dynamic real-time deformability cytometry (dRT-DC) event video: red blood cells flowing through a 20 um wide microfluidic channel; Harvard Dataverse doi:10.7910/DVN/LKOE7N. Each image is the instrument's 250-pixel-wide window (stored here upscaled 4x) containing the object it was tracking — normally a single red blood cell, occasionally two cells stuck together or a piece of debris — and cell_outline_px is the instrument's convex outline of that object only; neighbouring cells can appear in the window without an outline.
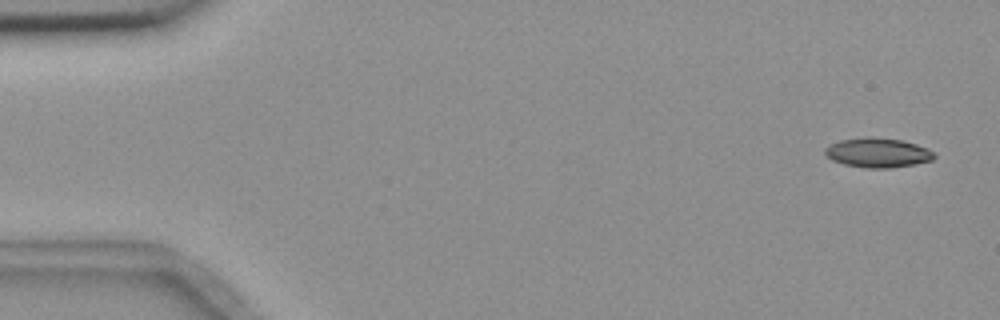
{"species": "common noctule bat (a hibernating species)", "species_latin": "Nyctalus noctula", "temperature_condition": "room temperature", "stored_images_in_passage": 5, "camera_frame_rate_fps": 3000, "um_per_image_px": 0.085, "animal": {"sex": "female", "body_mass_g": 18.4}, "frame": {"image": 1, "passage_image": 1, "time_ms": 0.0, "image_size_px": [1000, 320], "cell_outline_px": [[936, 156], [932, 160], [916, 164], [888, 168], [868, 168], [844, 164], [832, 160], [824, 152], [824, 148], [828, 144], [840, 140], [868, 136], [872, 136], [904, 140], [928, 148], [936, 152]], "centroid_in_image_um": [74.63, 12.96], "position_along_channel_um": 10.4, "area_um2": 19.07}}
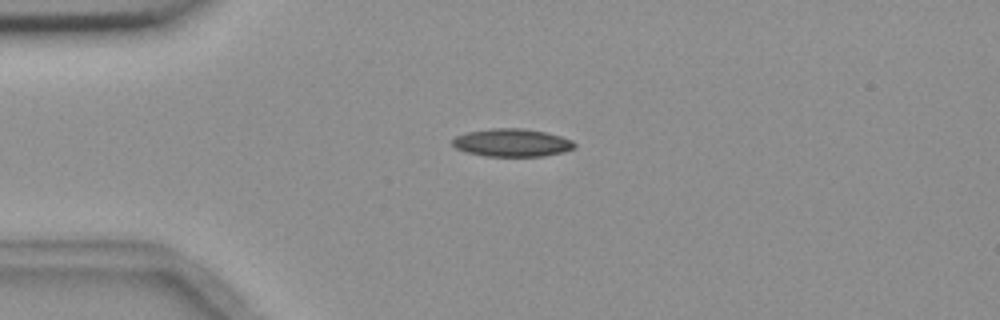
{"frame": {"image": 2, "passage_image": 4, "time_ms": 3.667, "image_size_px": [1000, 320], "cell_outline_px": [[576, 148], [564, 152], [544, 156], [484, 156], [464, 152], [456, 148], [452, 144], [452, 140], [456, 136], [468, 132], [492, 128], [524, 128], [544, 132], [560, 136], [572, 140], [576, 144]], "centroid_in_image_um": [43.52, 12.13], "position_along_channel_um": 41.5, "area_um2": 19.94}}